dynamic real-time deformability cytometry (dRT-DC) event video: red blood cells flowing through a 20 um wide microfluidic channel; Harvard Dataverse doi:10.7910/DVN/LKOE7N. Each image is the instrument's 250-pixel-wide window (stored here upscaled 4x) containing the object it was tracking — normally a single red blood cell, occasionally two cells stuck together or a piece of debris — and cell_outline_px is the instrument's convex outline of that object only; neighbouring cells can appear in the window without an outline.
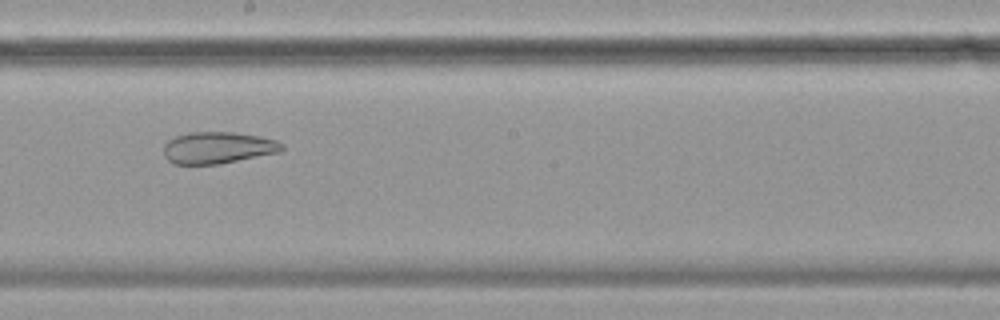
{"species": "common noctule bat (a hibernating species)", "species_latin": "Nyctalus noctula", "temperature_condition": "cold", "stored_images_in_passage": 45, "camera_frame_rate_fps": 3000, "um_per_image_px": 0.085, "animal": {"sex": "female", "body_mass_g": 19.9}, "frame": {"image": 1, "passage_image": 20, "time_ms": 6.333, "image_size_px": [1000, 320], "cell_outline_px": [[284, 148], [280, 152], [220, 164], [172, 164], [164, 156], [164, 144], [168, 140], [176, 136], [192, 132], [232, 132], [256, 136], [276, 140], [284, 144]], "centroid_in_image_um": [18.51, 12.56], "position_along_channel_um": 229.7, "area_um2": 21.85}, "authors_computed_cell_mechanics": {"area_um2": 29.3046, "velocity_mm_per_s": 3.47, "shape_relaxation_time_tau1_ms": null, "shape_relaxation_time_tau2_ms": 2.4305, "deformation_change_tau1": null, "deformation_change_tau2": 0.0894}}